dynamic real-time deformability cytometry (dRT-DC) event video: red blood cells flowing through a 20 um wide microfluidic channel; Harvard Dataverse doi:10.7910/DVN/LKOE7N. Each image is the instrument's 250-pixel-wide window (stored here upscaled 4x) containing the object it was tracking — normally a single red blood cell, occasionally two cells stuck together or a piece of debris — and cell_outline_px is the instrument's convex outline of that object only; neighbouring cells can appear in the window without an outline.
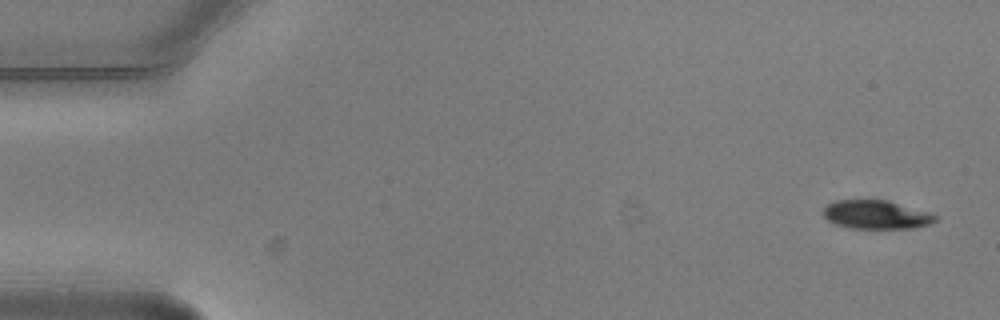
{"species": "common noctule bat (a hibernating species)", "species_latin": "Nyctalus noctula", "temperature_condition": "warm", "stored_images_in_passage": 5, "camera_frame_rate_fps": 3000, "um_per_image_px": 0.085, "animal": {"sex": "male", "body_mass_g": 20.5, "forearm_length_mm": 52.5}, "frame": {"image": 1, "passage_image": 1, "time_ms": 0.0, "image_size_px": [1000, 320], "cell_outline_px": [[936, 220], [928, 224], [912, 228], [852, 228], [836, 224], [828, 220], [824, 216], [824, 208], [828, 204], [836, 200], [888, 200], [932, 212], [936, 216]], "centroid_in_image_um": [74.5, 18.23], "position_along_channel_um": 10.5, "area_um2": 18.61}}
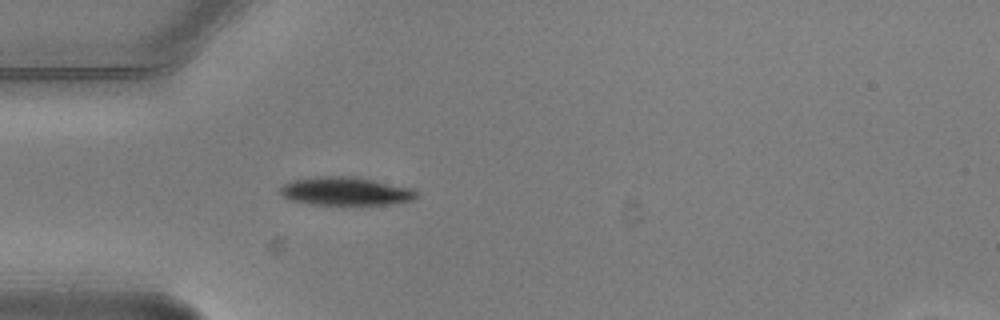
{"frame": {"image": 2, "passage_image": 5, "time_ms": 1.333, "image_size_px": [1000, 320], "cell_outline_px": [[416, 196], [408, 200], [384, 204], [308, 204], [292, 200], [284, 196], [280, 192], [280, 188], [284, 184], [292, 180], [316, 176], [356, 176], [412, 188], [416, 192]], "centroid_in_image_um": [29.32, 16.23], "position_along_channel_um": 55.7, "area_um2": 22.14}}